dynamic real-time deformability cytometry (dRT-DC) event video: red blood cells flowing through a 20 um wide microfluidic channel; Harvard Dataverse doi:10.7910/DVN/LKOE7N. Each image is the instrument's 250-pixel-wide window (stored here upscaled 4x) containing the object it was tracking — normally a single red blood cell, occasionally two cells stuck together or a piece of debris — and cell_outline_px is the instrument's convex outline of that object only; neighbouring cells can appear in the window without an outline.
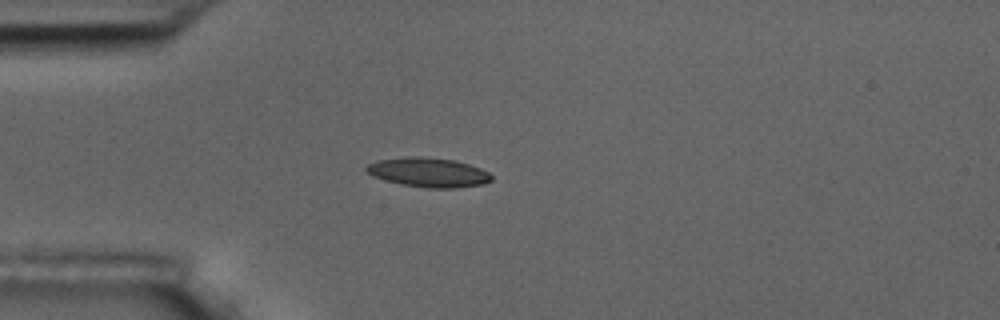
{"species": "common noctule bat (a hibernating species)", "species_latin": "Nyctalus noctula", "temperature_condition": "room temperature", "stored_images_in_passage": 5, "camera_frame_rate_fps": 3000, "um_per_image_px": 0.085, "animal": {"sex": "male", "body_mass_g": 17.5, "forearm_length_mm": 52.3}, "frame": {"image": 1, "passage_image": 4, "time_ms": 3.667, "image_size_px": [1000, 320], "cell_outline_px": [[492, 180], [484, 184], [456, 188], [428, 188], [400, 184], [372, 176], [364, 168], [368, 164], [376, 160], [408, 156], [420, 156], [456, 160], [480, 168], [488, 172], [492, 176]], "centroid_in_image_um": [36.41, 14.65], "position_along_channel_um": 48.6, "area_um2": 21.56}}